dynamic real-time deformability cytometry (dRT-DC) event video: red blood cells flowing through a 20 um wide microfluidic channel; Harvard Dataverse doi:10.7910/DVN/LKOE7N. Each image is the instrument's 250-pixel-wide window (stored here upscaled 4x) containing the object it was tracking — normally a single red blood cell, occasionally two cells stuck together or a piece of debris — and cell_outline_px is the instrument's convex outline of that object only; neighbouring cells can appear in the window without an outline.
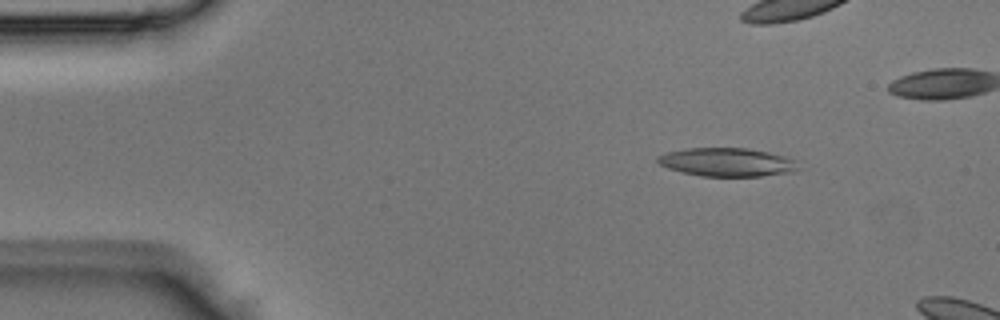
{"species": "Egyptian fruit bat (a non-hibernating species)", "species_latin": "Rousettus aegyptiacus", "temperature_condition": "room temperature", "stored_images_in_passage": 3, "camera_frame_rate_fps": 3000, "um_per_image_px": 0.085, "animal": {"sex": "male"}, "frame": {"image": 1, "passage_image": 1, "time_ms": 0.0, "image_size_px": [1000, 320], "cell_outline_px": [[800, 168], [792, 172], [760, 176], [700, 176], [680, 172], [668, 168], [660, 164], [656, 160], [656, 156], [668, 152], [684, 148], [748, 148], [768, 152], [784, 156], [796, 160]], "centroid_in_image_um": [61.79, 13.78], "position_along_channel_um": 23.2, "area_um2": 23.47}}